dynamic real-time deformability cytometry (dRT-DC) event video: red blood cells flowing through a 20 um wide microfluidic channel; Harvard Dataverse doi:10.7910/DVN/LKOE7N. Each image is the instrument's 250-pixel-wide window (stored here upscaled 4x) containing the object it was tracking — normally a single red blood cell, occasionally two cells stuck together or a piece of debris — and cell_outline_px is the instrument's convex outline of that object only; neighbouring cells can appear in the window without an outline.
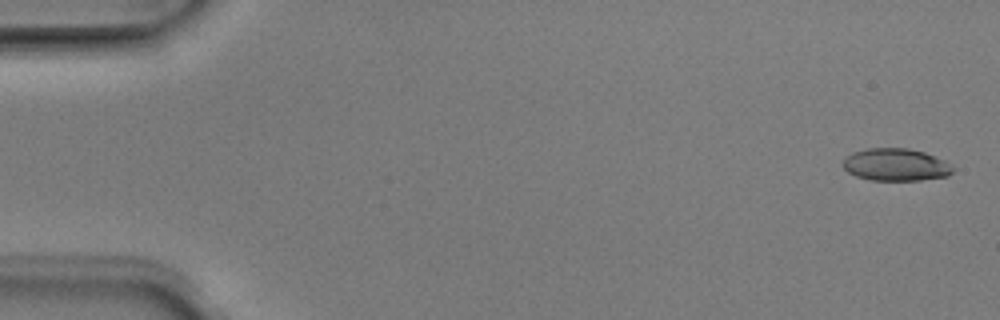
{"species": "Egyptian fruit bat (a non-hibernating species)", "species_latin": "Rousettus aegyptiacus", "temperature_condition": "room temperature", "stored_images_in_passage": 3, "camera_frame_rate_fps": 3000, "um_per_image_px": 0.085, "animal": {"sex": "male"}, "frame": {"image": 1, "passage_image": 1, "time_ms": 0.0, "image_size_px": [1000, 320], "cell_outline_px": [[956, 168], [948, 176], [920, 180], [872, 180], [856, 176], [848, 172], [840, 164], [852, 152], [868, 148], [908, 148], [924, 152], [944, 160]], "centroid_in_image_um": [76.15, 14.0], "position_along_channel_um": 8.9, "area_um2": 20.81}}